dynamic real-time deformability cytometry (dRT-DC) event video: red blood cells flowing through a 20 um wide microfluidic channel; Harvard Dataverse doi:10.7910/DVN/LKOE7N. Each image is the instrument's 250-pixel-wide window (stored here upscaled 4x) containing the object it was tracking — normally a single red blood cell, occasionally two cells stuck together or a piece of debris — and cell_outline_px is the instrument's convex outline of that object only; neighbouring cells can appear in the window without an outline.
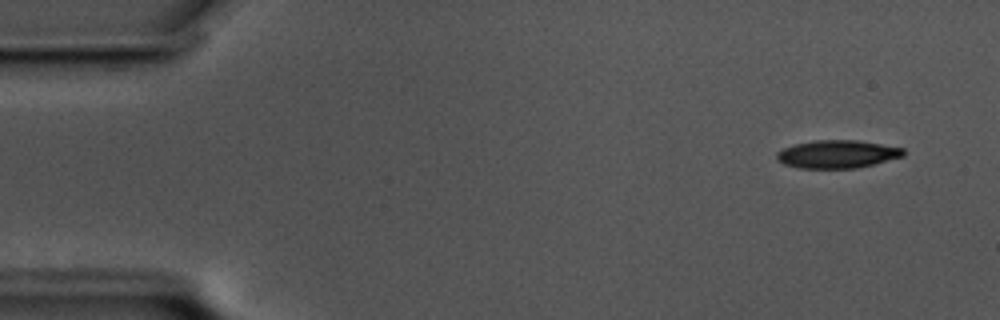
{"species": "common noctule bat (a hibernating species)", "species_latin": "Nyctalus noctula", "temperature_condition": "cold", "stored_images_in_passage": 55, "camera_frame_rate_fps": 3000, "um_per_image_px": 0.085, "animal": {"sex": "male", "body_mass_g": 17.5, "forearm_length_mm": 52.3}, "frame": {"image": 1, "passage_image": 1, "time_ms": 0.0, "image_size_px": [1000, 320], "cell_outline_px": [[904, 156], [856, 168], [800, 168], [784, 164], [776, 156], [776, 152], [784, 148], [796, 144], [812, 140], [856, 140], [904, 148]], "centroid_in_image_um": [71.16, 13.1], "position_along_channel_um": 13.8, "area_um2": 20.4}}
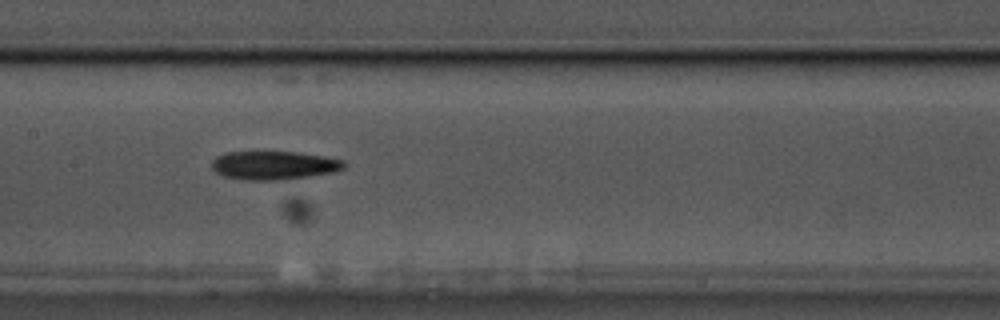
{"frame": {"image": 2, "passage_image": 25, "time_ms": 8.0, "image_size_px": [1000, 320], "cell_outline_px": [[348, 164], [344, 168], [332, 172], [308, 176], [280, 180], [248, 180], [224, 176], [216, 172], [212, 168], [212, 160], [216, 156], [228, 152], [256, 148], [296, 152], [324, 156], [344, 160]], "centroid_in_image_um": [23.24, 13.99], "position_along_channel_um": 184.2, "area_um2": 22.89}}
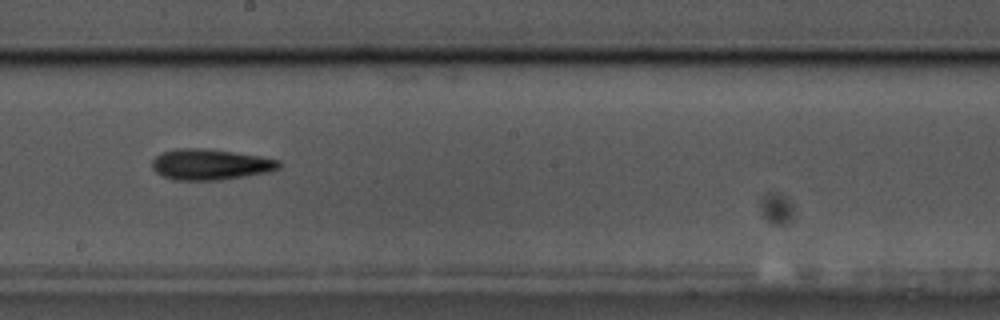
{"frame": {"image": 3, "passage_image": 29, "time_ms": 9.333, "image_size_px": [1000, 320], "cell_outline_px": [[280, 168], [268, 172], [220, 180], [172, 180], [156, 172], [152, 168], [152, 160], [160, 152], [176, 148], [204, 148], [260, 156], [280, 160]], "centroid_in_image_um": [17.85, 13.97], "position_along_channel_um": 230.4, "area_um2": 22.83}, "authors_computed_cell_mechanics": {"area_um2": 21.1548, "velocity_mm_per_s": 3.4776, "shape_relaxation_time_tau1_ms": 3.1584, "shape_relaxation_time_tau2_ms": 6.6581, "deformation_change_tau1": 0.1279, "deformation_change_tau2": 0.2001}}